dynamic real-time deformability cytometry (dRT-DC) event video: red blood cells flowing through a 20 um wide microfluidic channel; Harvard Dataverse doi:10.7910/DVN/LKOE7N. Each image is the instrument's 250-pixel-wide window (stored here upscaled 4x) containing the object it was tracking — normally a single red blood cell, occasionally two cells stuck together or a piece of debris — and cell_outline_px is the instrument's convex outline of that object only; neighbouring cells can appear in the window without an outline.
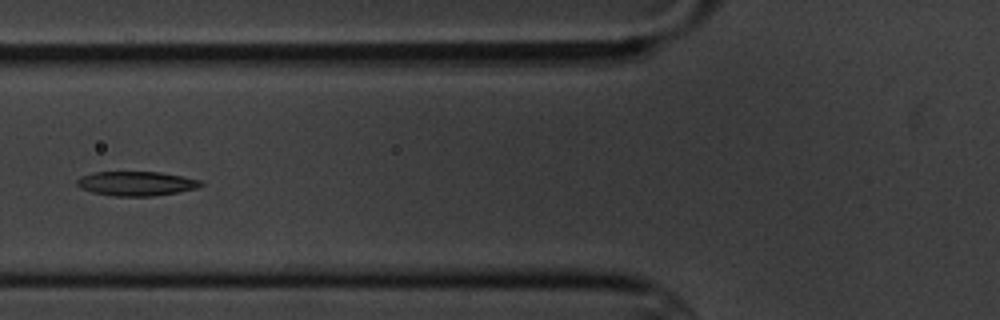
{"species": "common noctule bat (a hibernating species)", "species_latin": "Nyctalus noctula", "temperature_condition": "cold", "stored_images_in_passage": 8, "camera_frame_rate_fps": 3000, "um_per_image_px": 0.085, "animal": {"sex": "male", "body_mass_g": 20.1, "forearm_length_mm": 53.5}, "frame": {"image": 1, "passage_image": 6, "time_ms": 6.0, "image_size_px": [1000, 320], "cell_outline_px": [[204, 184], [196, 188], [176, 192], [152, 196], [112, 196], [92, 192], [80, 188], [76, 184], [76, 180], [80, 176], [92, 172], [160, 172], [200, 180]], "centroid_in_image_um": [11.52, 15.6], "position_along_channel_um": 114.3, "area_um2": 17.51}}
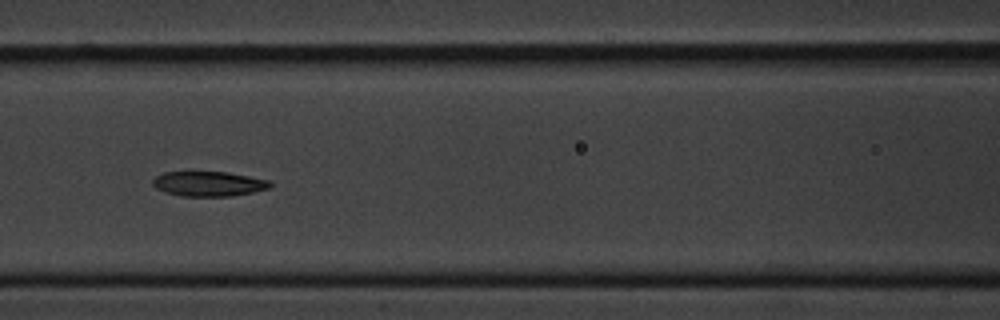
{"frame": {"image": 2, "passage_image": 7, "time_ms": 7.0, "image_size_px": [1000, 320], "cell_outline_px": [[272, 184], [268, 188], [252, 192], [232, 196], [184, 196], [164, 192], [156, 188], [152, 184], [152, 180], [156, 176], [164, 172], [188, 168], [228, 172], [272, 180]], "centroid_in_image_um": [17.68, 15.56], "position_along_channel_um": 148.9, "area_um2": 17.98}}
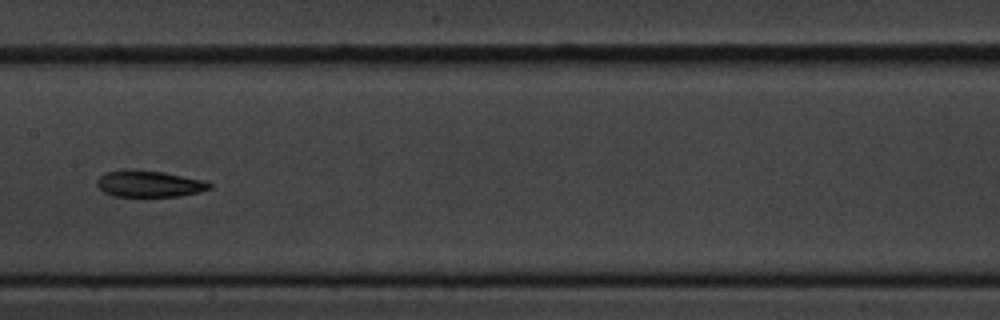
{"frame": {"image": 3, "passage_image": 8, "time_ms": 8.333, "image_size_px": [1000, 320], "cell_outline_px": [[212, 188], [200, 192], [180, 196], [112, 196], [104, 192], [96, 184], [96, 180], [104, 172], [124, 168], [132, 168], [164, 172], [208, 180], [212, 184]], "centroid_in_image_um": [12.69, 15.59], "position_along_channel_um": 194.7, "area_um2": 17.92}}